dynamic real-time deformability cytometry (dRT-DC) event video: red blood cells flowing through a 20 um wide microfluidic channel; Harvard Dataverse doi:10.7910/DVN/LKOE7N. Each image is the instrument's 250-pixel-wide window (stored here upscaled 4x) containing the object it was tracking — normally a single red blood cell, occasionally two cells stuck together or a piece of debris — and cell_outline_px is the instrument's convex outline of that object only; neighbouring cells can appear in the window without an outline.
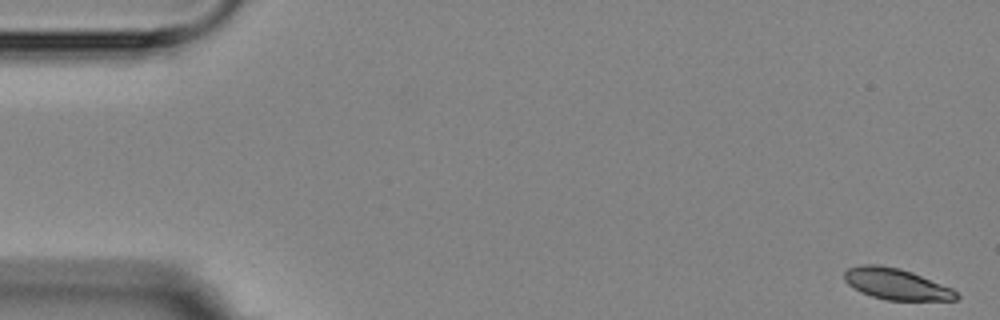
{"species": "Egyptian fruit bat (a non-hibernating species)", "species_latin": "Rousettus aegyptiacus", "temperature_condition": "room temperature", "stored_images_in_passage": 4, "camera_frame_rate_fps": 3000, "um_per_image_px": 0.085, "animal": {"sex": "female"}, "frame": {"image": 1, "passage_image": 1, "time_ms": 0.0, "image_size_px": [1000, 320], "cell_outline_px": [[960, 296], [956, 300], [888, 300], [872, 296], [860, 292], [848, 284], [844, 280], [844, 272], [848, 268], [864, 264], [880, 264], [900, 268], [912, 272], [952, 288]], "centroid_in_image_um": [76.17, 24.13], "position_along_channel_um": 8.8, "area_um2": 20.35}}
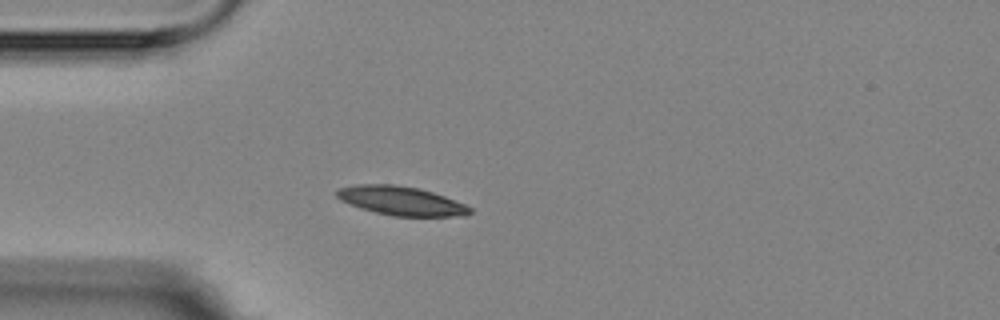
{"frame": {"image": 2, "passage_image": 4, "time_ms": 4.667, "image_size_px": [1000, 320], "cell_outline_px": [[472, 212], [464, 216], [392, 216], [360, 208], [340, 200], [336, 196], [336, 188], [356, 184], [396, 184], [420, 188], [444, 196], [464, 204], [472, 208]], "centroid_in_image_um": [34.07, 17.06], "position_along_channel_um": 50.9, "area_um2": 22.54}}